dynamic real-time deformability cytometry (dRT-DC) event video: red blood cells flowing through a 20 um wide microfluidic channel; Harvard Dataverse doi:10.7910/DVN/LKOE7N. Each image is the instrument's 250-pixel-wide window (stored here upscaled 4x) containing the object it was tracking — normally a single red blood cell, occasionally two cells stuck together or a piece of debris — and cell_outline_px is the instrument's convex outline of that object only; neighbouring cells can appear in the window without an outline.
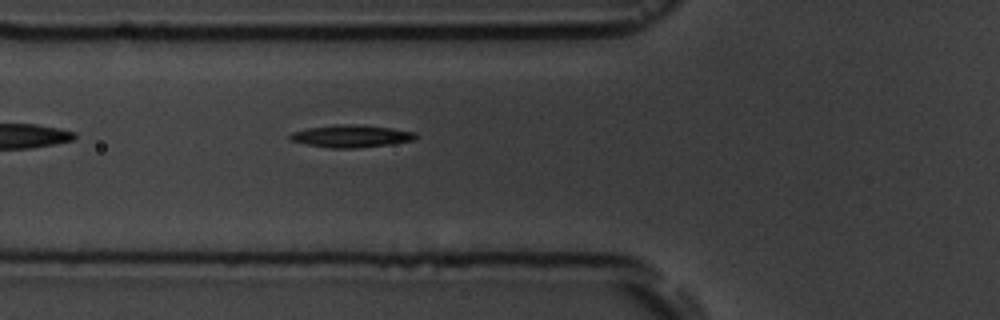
{"species": "common noctule bat (a hibernating species)", "species_latin": "Nyctalus noctula", "temperature_condition": "room temperature", "stored_images_in_passage": 7, "camera_frame_rate_fps": 3000, "um_per_image_px": 0.085, "animal": {"sex": "male", "body_mass_g": 19.5, "forearm_length_mm": 54.6}, "frame": {"image": 1, "passage_image": 7, "time_ms": 6.667, "image_size_px": [1000, 320], "cell_outline_px": [[416, 136], [412, 140], [392, 144], [356, 148], [328, 148], [288, 140], [288, 136], [292, 132], [308, 128], [336, 124], [348, 124], [392, 128], [416, 132]], "centroid_in_image_um": [29.81, 11.57], "position_along_channel_um": 96.0, "area_um2": 16.3}}